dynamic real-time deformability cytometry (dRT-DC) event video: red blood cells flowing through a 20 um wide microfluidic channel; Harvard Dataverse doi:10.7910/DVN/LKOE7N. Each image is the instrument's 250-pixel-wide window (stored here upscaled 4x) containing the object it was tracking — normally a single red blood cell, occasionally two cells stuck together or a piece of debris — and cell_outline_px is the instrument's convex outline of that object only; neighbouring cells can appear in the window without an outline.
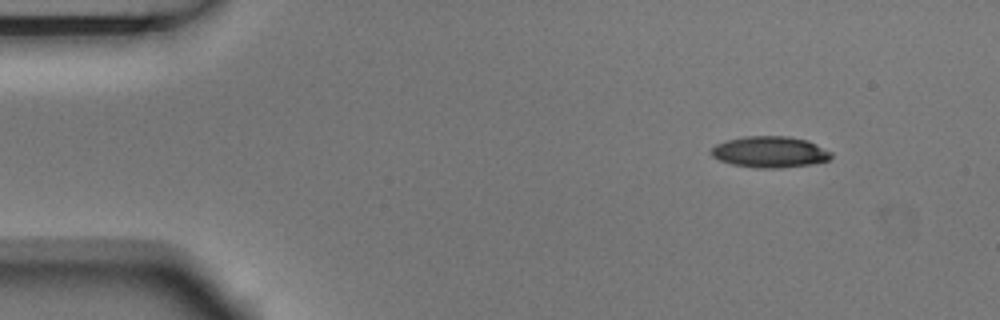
{"species": "Egyptian fruit bat (a non-hibernating species)", "species_latin": "Rousettus aegyptiacus", "temperature_condition": "room temperature", "stored_images_in_passage": 4, "camera_frame_rate_fps": 3000, "um_per_image_px": 0.085, "animal": {"sex": "male"}, "frame": {"image": 1, "passage_image": 1, "time_ms": 0.0, "image_size_px": [1000, 320], "cell_outline_px": [[832, 156], [828, 160], [808, 164], [780, 168], [756, 168], [732, 164], [720, 160], [712, 156], [712, 148], [716, 144], [728, 140], [744, 136], [788, 136], [808, 140], [832, 152]], "centroid_in_image_um": [65.45, 12.91], "position_along_channel_um": 19.6, "area_um2": 21.68}}
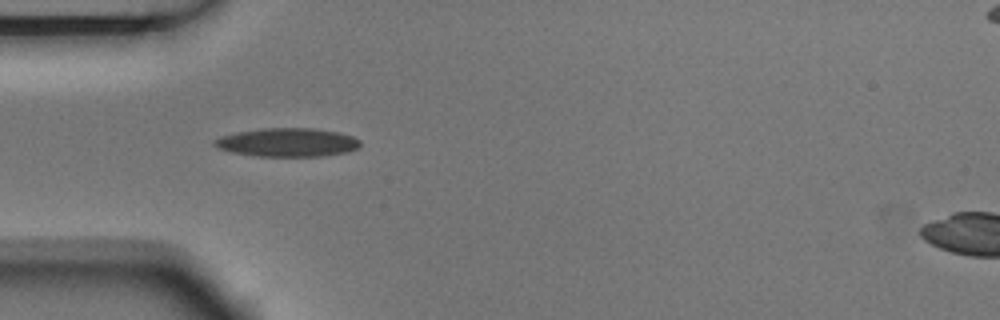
{"frame": {"image": 2, "passage_image": 3, "time_ms": 0.667, "image_size_px": [1000, 320], "cell_outline_px": [[360, 144], [356, 148], [348, 152], [324, 156], [256, 156], [232, 152], [216, 148], [212, 144], [212, 140], [220, 136], [236, 132], [264, 128], [312, 128], [340, 132], [352, 136], [360, 140]], "centroid_in_image_um": [24.4, 12.1], "position_along_channel_um": 60.6, "area_um2": 24.45}}
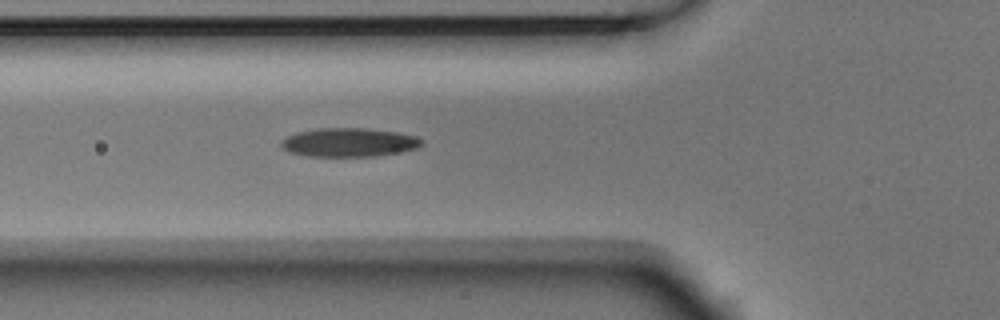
{"frame": {"image": 3, "passage_image": 4, "time_ms": 1.0, "image_size_px": [1000, 320], "cell_outline_px": [[424, 144], [416, 148], [376, 156], [308, 156], [292, 152], [284, 148], [280, 144], [280, 140], [296, 132], [320, 128], [368, 128], [396, 132], [416, 136]], "centroid_in_image_um": [29.65, 12.09], "position_along_channel_um": 96.2, "area_um2": 23.29}}